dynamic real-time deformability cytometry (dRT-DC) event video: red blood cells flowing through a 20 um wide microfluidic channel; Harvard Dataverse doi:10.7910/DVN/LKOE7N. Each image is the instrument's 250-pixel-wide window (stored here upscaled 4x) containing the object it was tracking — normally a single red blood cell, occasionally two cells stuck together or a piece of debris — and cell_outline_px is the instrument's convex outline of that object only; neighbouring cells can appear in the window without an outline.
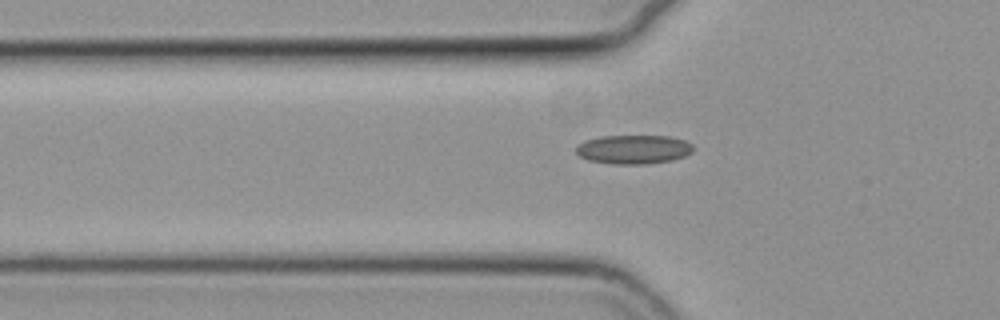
{"species": "common noctule bat (a hibernating species)", "species_latin": "Nyctalus noctula", "temperature_condition": "cold", "stored_images_in_passage": 33, "camera_frame_rate_fps": 3000, "um_per_image_px": 0.085, "animal": {"sex": "female", "body_mass_g": 19.3, "forearm_length_mm": 54.1}, "frame": {"image": 1, "passage_image": 5, "time_ms": 1.333, "image_size_px": [1000, 320], "cell_outline_px": [[692, 152], [684, 156], [672, 160], [644, 164], [612, 164], [588, 160], [580, 156], [576, 152], [576, 144], [584, 140], [600, 136], [668, 136], [684, 140], [692, 144]], "centroid_in_image_um": [53.81, 12.69], "position_along_channel_um": 72.0, "area_um2": 19.83}}
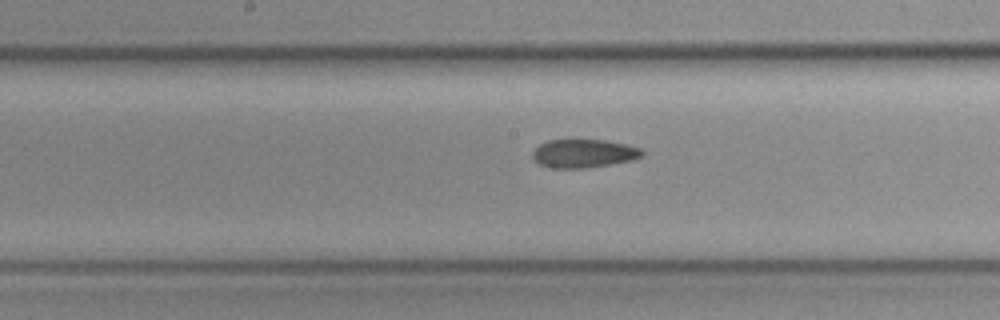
{"frame": {"image": 2, "passage_image": 15, "time_ms": 4.667, "image_size_px": [1000, 320], "cell_outline_px": [[644, 152], [640, 156], [632, 160], [584, 168], [552, 168], [540, 164], [532, 156], [532, 152], [540, 144], [548, 140], [604, 140], [624, 144], [640, 148]], "centroid_in_image_um": [49.59, 13.04], "position_along_channel_um": 198.6, "area_um2": 17.8}}
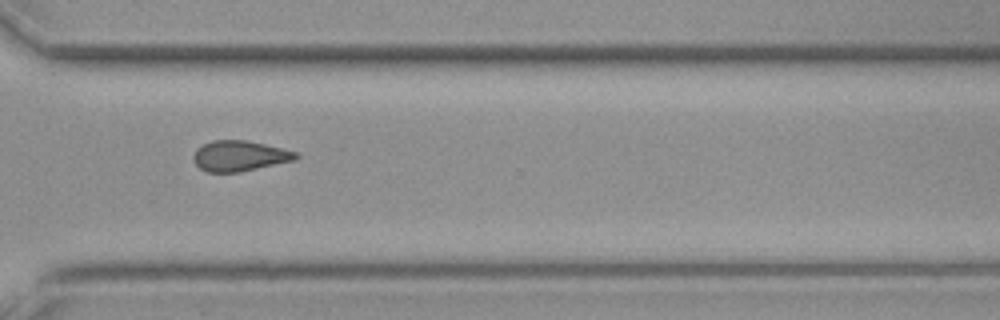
{"frame": {"image": 3, "passage_image": 27, "time_ms": 8.667, "image_size_px": [1000, 320], "cell_outline_px": [[300, 156], [296, 160], [240, 172], [208, 172], [200, 168], [196, 164], [192, 156], [196, 148], [212, 140], [244, 140], [264, 144], [296, 152]], "centroid_in_image_um": [20.35, 13.25], "position_along_channel_um": 350.2, "area_um2": 18.15}, "authors_computed_cell_mechanics": {"area_um2": 18.3804, "velocity_mm_per_s": 3.7939, "shape_relaxation_time_tau1_ms": null, "shape_relaxation_time_tau2_ms": 7.3008, "deformation_change_tau1": null, "deformation_change_tau2": 0.1287}}